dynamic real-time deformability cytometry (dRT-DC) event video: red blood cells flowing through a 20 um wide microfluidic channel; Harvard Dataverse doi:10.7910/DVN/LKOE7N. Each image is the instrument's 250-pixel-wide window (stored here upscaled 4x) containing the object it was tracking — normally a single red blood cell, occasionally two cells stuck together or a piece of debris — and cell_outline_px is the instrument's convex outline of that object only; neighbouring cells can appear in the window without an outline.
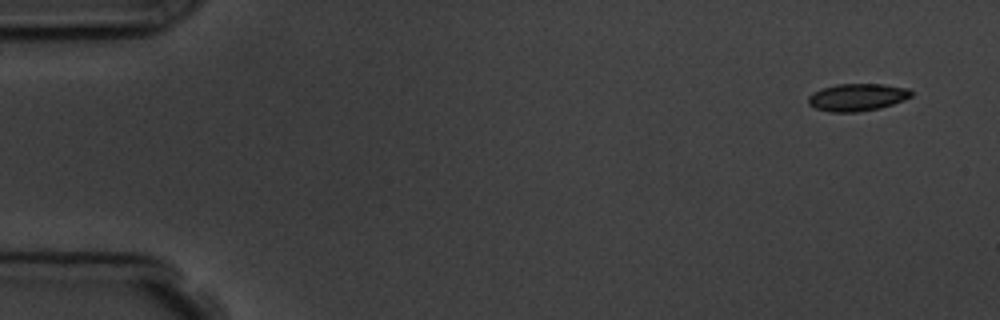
{"species": "common noctule bat (a hibernating species)", "species_latin": "Nyctalus noctula", "temperature_condition": "room temperature", "stored_images_in_passage": 4, "camera_frame_rate_fps": 3000, "um_per_image_px": 0.085, "animal": {"sex": "male", "body_mass_g": 19.5, "forearm_length_mm": 54.6}, "frame": {"image": 1, "passage_image": 1, "time_ms": 0.0, "image_size_px": [1000, 320], "cell_outline_px": [[912, 96], [904, 100], [880, 108], [856, 112], [832, 112], [816, 108], [808, 104], [808, 96], [812, 92], [836, 84], [884, 84], [908, 88], [912, 92]], "centroid_in_image_um": [72.87, 8.26], "position_along_channel_um": 12.1, "area_um2": 16.42}}